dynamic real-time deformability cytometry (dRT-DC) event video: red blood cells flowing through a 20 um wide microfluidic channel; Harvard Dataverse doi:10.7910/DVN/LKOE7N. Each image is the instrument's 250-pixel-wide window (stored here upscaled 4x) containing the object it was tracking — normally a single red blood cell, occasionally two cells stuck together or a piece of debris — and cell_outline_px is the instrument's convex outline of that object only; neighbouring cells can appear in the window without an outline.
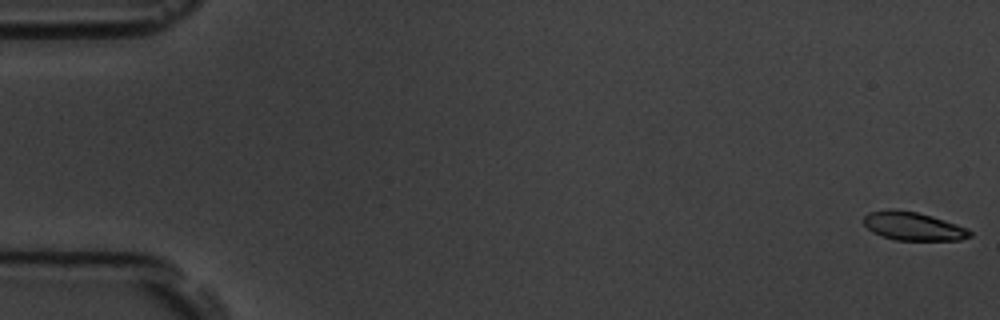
{"species": "common noctule bat (a hibernating species)", "species_latin": "Nyctalus noctula", "temperature_condition": "room temperature", "stored_images_in_passage": 5, "camera_frame_rate_fps": 3000, "um_per_image_px": 0.085, "animal": {"sex": "male", "body_mass_g": 19.5, "forearm_length_mm": 54.6}, "frame": {"image": 1, "passage_image": 1, "time_ms": 0.0, "image_size_px": [1000, 320], "cell_outline_px": [[972, 236], [960, 240], [896, 240], [880, 236], [872, 232], [864, 224], [864, 216], [868, 212], [888, 208], [892, 208], [916, 212], [932, 216], [968, 228], [972, 232]], "centroid_in_image_um": [77.6, 19.22], "position_along_channel_um": 7.4, "area_um2": 17.74}}